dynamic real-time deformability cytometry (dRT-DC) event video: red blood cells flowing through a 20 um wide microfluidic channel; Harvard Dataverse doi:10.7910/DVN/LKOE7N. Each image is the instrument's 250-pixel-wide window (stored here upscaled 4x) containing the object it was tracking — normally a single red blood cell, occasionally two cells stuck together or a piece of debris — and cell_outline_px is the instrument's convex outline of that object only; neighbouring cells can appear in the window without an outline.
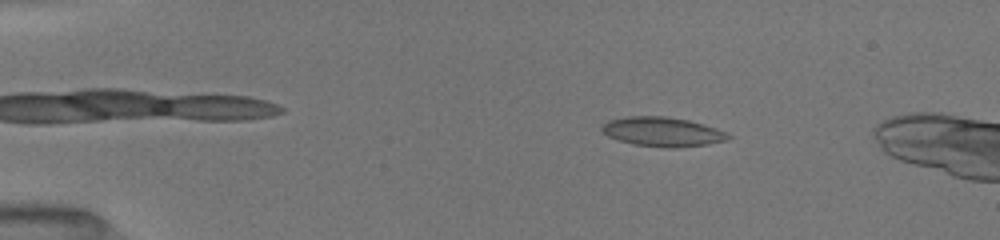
{"species": "common noctule bat (a hibernating species)", "species_latin": "Nyctalus noctula", "temperature_condition": "room temperature", "stored_images_in_passage": 23, "camera_frame_rate_fps": 3000, "um_per_image_px": 0.085, "animal": {"sex": "female", "body_mass_g": 19.5, "forearm_length_mm": 54.1}, "frame": {"image": 1, "passage_image": 5, "time_ms": 2.667, "image_size_px": [1000, 240], "cell_outline_px": [[732, 136], [728, 140], [708, 144], [676, 148], [664, 148], [636, 144], [620, 140], [608, 136], [600, 128], [608, 120], [628, 116], [664, 116], [688, 120], [704, 124], [728, 132]], "centroid_in_image_um": [56.36, 11.2], "position_along_channel_um": 28.6, "area_um2": 21.62}}
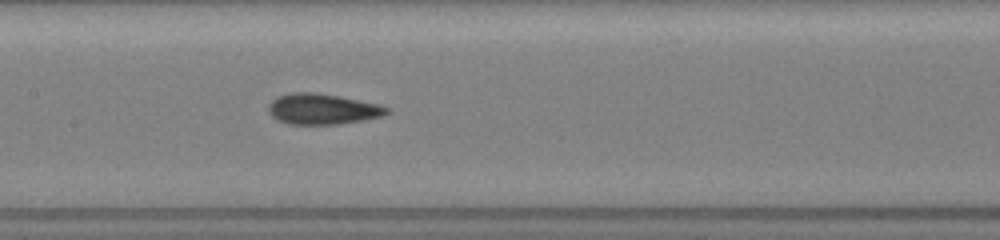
{"frame": {"image": 2, "passage_image": 13, "time_ms": 8.333, "image_size_px": [1000, 240], "cell_outline_px": [[392, 112], [380, 116], [364, 120], [340, 124], [288, 124], [272, 116], [268, 112], [268, 104], [276, 96], [292, 92], [312, 92], [340, 96], [380, 104], [388, 108]], "centroid_in_image_um": [27.41, 9.26], "position_along_channel_um": 180.0, "area_um2": 21.27}}
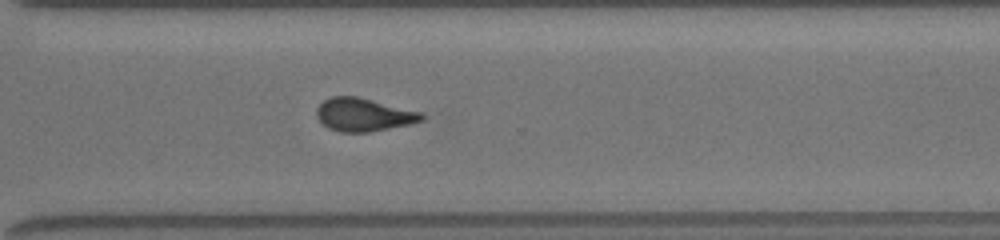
{"frame": {"image": 3, "passage_image": 23, "time_ms": 12.333, "image_size_px": [1000, 240], "cell_outline_px": [[424, 120], [412, 124], [368, 132], [340, 132], [328, 128], [316, 116], [316, 108], [324, 100], [332, 96], [356, 96], [424, 112]], "centroid_in_image_um": [30.94, 9.75], "position_along_channel_um": 339.7, "area_um2": 20.4}}